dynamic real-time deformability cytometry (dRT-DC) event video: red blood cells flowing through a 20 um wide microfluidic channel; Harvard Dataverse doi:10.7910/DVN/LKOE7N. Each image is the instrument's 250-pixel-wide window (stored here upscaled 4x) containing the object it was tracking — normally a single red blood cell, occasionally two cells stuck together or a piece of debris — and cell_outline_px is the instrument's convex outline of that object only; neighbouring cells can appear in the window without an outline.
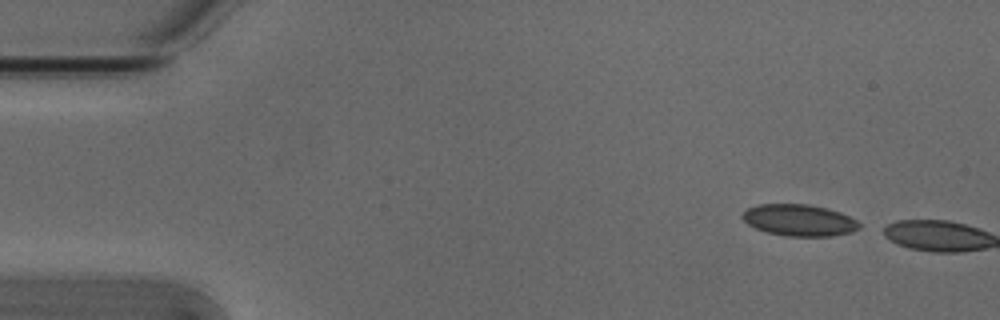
{"species": "Egyptian fruit bat (a non-hibernating species)", "species_latin": "Rousettus aegyptiacus", "temperature_condition": "cold", "stored_images_in_passage": 2, "camera_frame_rate_fps": 3000, "um_per_image_px": 0.085, "animal": {"sex": "male"}, "frame": {"image": 1, "passage_image": 1, "time_ms": 0.0, "image_size_px": [1000, 320], "cell_outline_px": [[860, 228], [852, 232], [832, 236], [784, 236], [768, 232], [756, 228], [748, 224], [740, 216], [748, 208], [760, 204], [808, 204], [840, 212], [856, 220], [860, 224]], "centroid_in_image_um": [67.93, 18.72], "position_along_channel_um": 17.1, "area_um2": 21.39}}